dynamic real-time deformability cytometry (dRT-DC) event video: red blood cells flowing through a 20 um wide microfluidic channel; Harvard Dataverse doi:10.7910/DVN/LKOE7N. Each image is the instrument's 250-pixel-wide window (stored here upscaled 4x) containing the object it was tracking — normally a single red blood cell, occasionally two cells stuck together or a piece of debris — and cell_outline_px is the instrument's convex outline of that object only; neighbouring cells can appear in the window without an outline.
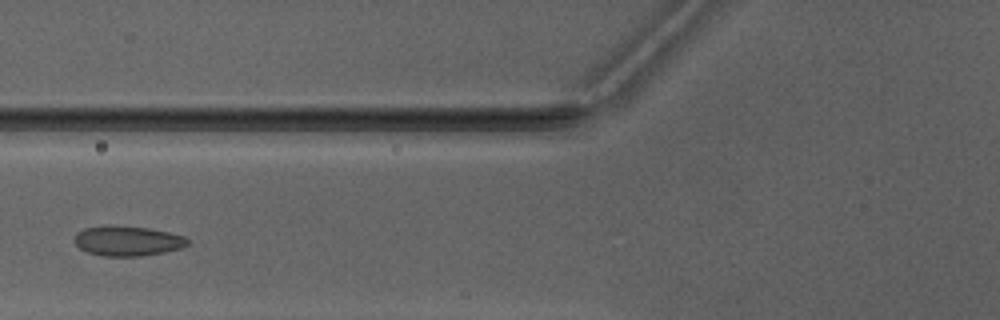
{"species": "Egyptian fruit bat (a non-hibernating species)", "species_latin": "Rousettus aegyptiacus", "temperature_condition": "warm", "stored_images_in_passage": 3, "camera_frame_rate_fps": 3000, "um_per_image_px": 0.085, "animal": {"sex": "male"}, "frame": {"image": 1, "passage_image": 3, "time_ms": 3.333, "image_size_px": [1000, 320], "cell_outline_px": [[188, 244], [180, 248], [164, 252], [140, 256], [104, 256], [88, 252], [80, 248], [72, 240], [76, 232], [84, 228], [148, 228], [168, 232], [184, 236], [188, 240]], "centroid_in_image_um": [10.84, 20.52], "position_along_channel_um": 115.0, "area_um2": 18.96}}